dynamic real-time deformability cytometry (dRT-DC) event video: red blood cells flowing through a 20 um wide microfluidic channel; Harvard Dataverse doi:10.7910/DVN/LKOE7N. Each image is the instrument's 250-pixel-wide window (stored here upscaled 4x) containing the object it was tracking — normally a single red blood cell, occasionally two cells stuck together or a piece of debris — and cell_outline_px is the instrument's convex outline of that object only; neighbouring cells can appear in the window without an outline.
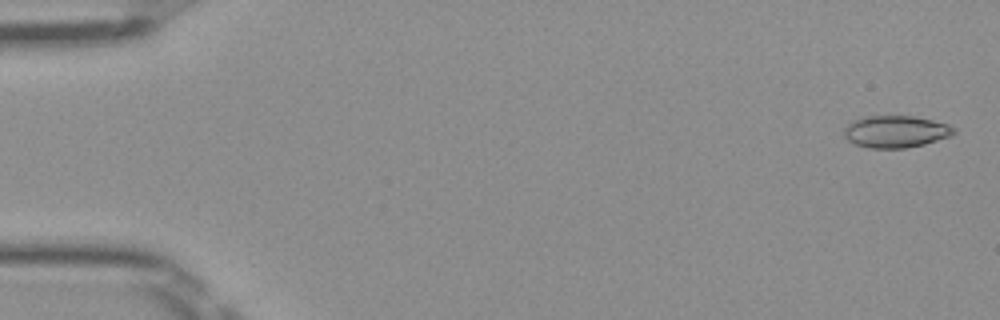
{"species": "Egyptian fruit bat (a non-hibernating species)", "species_latin": "Rousettus aegyptiacus", "temperature_condition": "room temperature", "stored_images_in_passage": 51, "camera_frame_rate_fps": 3000, "um_per_image_px": 0.085, "frame": {"image": 1, "passage_image": 2, "time_ms": 0.333, "image_size_px": [1000, 320], "cell_outline_px": [[956, 132], [952, 136], [924, 144], [904, 148], [868, 148], [856, 144], [848, 140], [844, 136], [844, 128], [852, 120], [864, 116], [912, 116], [932, 120], [948, 124], [956, 128]], "centroid_in_image_um": [76.14, 11.18], "position_along_channel_um": 8.9, "area_um2": 20.58}}
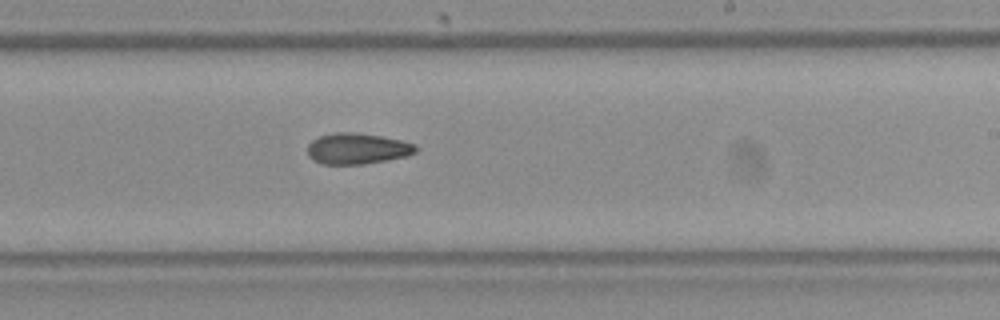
{"frame": {"image": 2, "passage_image": 31, "time_ms": 10.0, "image_size_px": [1000, 320], "cell_outline_px": [[420, 148], [416, 152], [408, 156], [364, 164], [320, 164], [312, 160], [308, 156], [308, 144], [312, 140], [320, 136], [336, 132], [356, 132], [380, 136], [400, 140], [416, 144]], "centroid_in_image_um": [30.38, 12.63], "position_along_channel_um": 258.6, "area_um2": 19.71}}
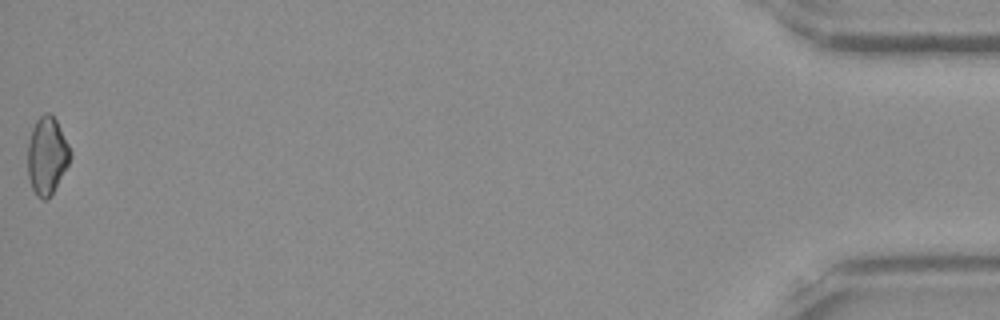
{"frame": {"image": 3, "passage_image": 51, "time_ms": 16.667, "image_size_px": [1000, 320], "cell_outline_px": [[72, 156], [68, 164], [48, 200], [40, 200], [36, 196], [32, 188], [28, 176], [28, 144], [32, 128], [36, 120], [44, 112], [48, 112], [56, 120], [72, 152]], "centroid_in_image_um": [3.98, 13.25], "position_along_channel_um": 431.2, "area_um2": 19.13}, "authors_computed_cell_mechanics": {"area_um2": 19.7098, "velocity_mm_per_s": 4.0403, "shape_relaxation_time_tau1_ms": null, "shape_relaxation_time_tau2_ms": 5.846, "deformation_change_tau1": null, "deformation_change_tau2": 0.1152}}